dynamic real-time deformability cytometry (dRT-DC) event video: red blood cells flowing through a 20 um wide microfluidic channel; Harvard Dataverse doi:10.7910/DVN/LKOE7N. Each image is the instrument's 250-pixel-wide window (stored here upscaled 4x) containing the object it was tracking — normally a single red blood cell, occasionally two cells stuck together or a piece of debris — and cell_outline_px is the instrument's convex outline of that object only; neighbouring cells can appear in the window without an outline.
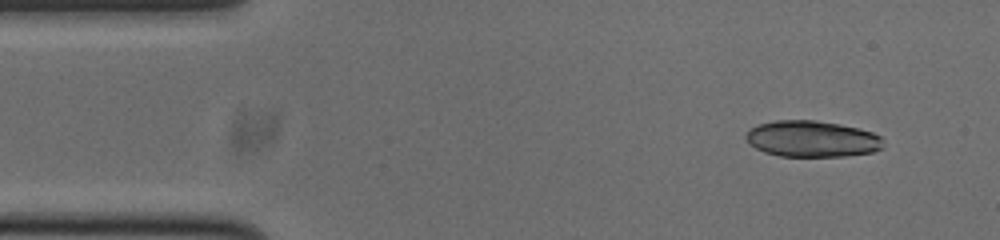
{"species": "common noctule bat (a hibernating species)", "species_latin": "Nyctalus noctula", "temperature_condition": "cold", "stored_images_in_passage": 52, "camera_frame_rate_fps": 3000, "um_per_image_px": 0.085, "animal": {"sex": "male", "body_mass_g": 20.0, "forearm_length_mm": 53.3}, "frame": {"image": 1, "passage_image": 4, "time_ms": 1.0, "image_size_px": [1000, 240], "cell_outline_px": [[884, 148], [872, 152], [844, 156], [780, 156], [764, 152], [748, 144], [744, 136], [752, 128], [760, 124], [776, 120], [816, 120], [840, 124], [860, 128], [872, 132], [880, 136], [884, 140]], "centroid_in_image_um": [69.05, 11.8], "position_along_channel_um": 16.0, "area_um2": 29.19}}